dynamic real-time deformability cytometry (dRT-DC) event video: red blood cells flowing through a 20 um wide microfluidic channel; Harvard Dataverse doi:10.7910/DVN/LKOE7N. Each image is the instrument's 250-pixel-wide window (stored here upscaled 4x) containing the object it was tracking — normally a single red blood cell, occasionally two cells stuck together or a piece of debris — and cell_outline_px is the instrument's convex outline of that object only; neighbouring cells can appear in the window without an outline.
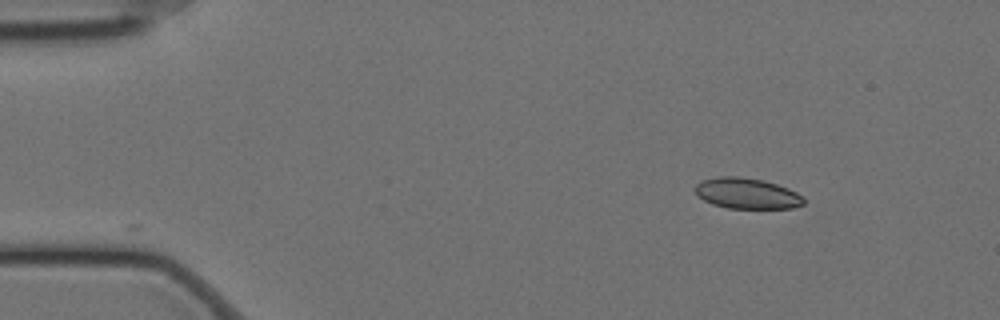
{"species": "Egyptian fruit bat (a non-hibernating species)", "species_latin": "Rousettus aegyptiacus", "temperature_condition": "cold", "stored_images_in_passage": 2, "camera_frame_rate_fps": 3000, "um_per_image_px": 0.085, "animal": {"sex": "female"}, "frame": {"image": 1, "passage_image": 1, "time_ms": 0.0, "image_size_px": [1000, 320], "cell_outline_px": [[804, 204], [792, 208], [728, 208], [712, 204], [696, 196], [696, 184], [700, 180], [720, 176], [740, 176], [764, 180], [788, 188], [804, 196]], "centroid_in_image_um": [63.48, 16.43], "position_along_channel_um": 21.5, "area_um2": 19.59}}